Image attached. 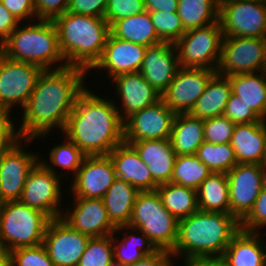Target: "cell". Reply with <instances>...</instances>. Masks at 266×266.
<instances>
[{
    "label": "cell",
    "mask_w": 266,
    "mask_h": 266,
    "mask_svg": "<svg viewBox=\"0 0 266 266\" xmlns=\"http://www.w3.org/2000/svg\"><path fill=\"white\" fill-rule=\"evenodd\" d=\"M184 265L183 266H196L195 263L192 260H184ZM175 263H173L172 257L168 260L166 263V266H174Z\"/></svg>",
    "instance_id": "6f0895ef"
},
{
    "label": "cell",
    "mask_w": 266,
    "mask_h": 266,
    "mask_svg": "<svg viewBox=\"0 0 266 266\" xmlns=\"http://www.w3.org/2000/svg\"><path fill=\"white\" fill-rule=\"evenodd\" d=\"M211 173V170L198 159L196 154L177 155L171 182L197 190Z\"/></svg>",
    "instance_id": "d590c367"
},
{
    "label": "cell",
    "mask_w": 266,
    "mask_h": 266,
    "mask_svg": "<svg viewBox=\"0 0 266 266\" xmlns=\"http://www.w3.org/2000/svg\"><path fill=\"white\" fill-rule=\"evenodd\" d=\"M224 37L266 38V0H237L219 5Z\"/></svg>",
    "instance_id": "30bf717a"
},
{
    "label": "cell",
    "mask_w": 266,
    "mask_h": 266,
    "mask_svg": "<svg viewBox=\"0 0 266 266\" xmlns=\"http://www.w3.org/2000/svg\"><path fill=\"white\" fill-rule=\"evenodd\" d=\"M61 54L68 66L87 73L102 56L110 34V25L103 17L65 12L53 20Z\"/></svg>",
    "instance_id": "277c9868"
},
{
    "label": "cell",
    "mask_w": 266,
    "mask_h": 266,
    "mask_svg": "<svg viewBox=\"0 0 266 266\" xmlns=\"http://www.w3.org/2000/svg\"><path fill=\"white\" fill-rule=\"evenodd\" d=\"M126 143L135 148L140 159L149 168L153 181L158 186L171 182L177 155L170 139L140 140Z\"/></svg>",
    "instance_id": "cb8c5ba5"
},
{
    "label": "cell",
    "mask_w": 266,
    "mask_h": 266,
    "mask_svg": "<svg viewBox=\"0 0 266 266\" xmlns=\"http://www.w3.org/2000/svg\"><path fill=\"white\" fill-rule=\"evenodd\" d=\"M109 266H126V265L113 261L112 263L109 264Z\"/></svg>",
    "instance_id": "94428289"
},
{
    "label": "cell",
    "mask_w": 266,
    "mask_h": 266,
    "mask_svg": "<svg viewBox=\"0 0 266 266\" xmlns=\"http://www.w3.org/2000/svg\"><path fill=\"white\" fill-rule=\"evenodd\" d=\"M230 191V214L241 222L252 210L264 183L266 168L262 164H236L227 172Z\"/></svg>",
    "instance_id": "4fadbf2b"
},
{
    "label": "cell",
    "mask_w": 266,
    "mask_h": 266,
    "mask_svg": "<svg viewBox=\"0 0 266 266\" xmlns=\"http://www.w3.org/2000/svg\"><path fill=\"white\" fill-rule=\"evenodd\" d=\"M179 68L175 44L161 42L147 47L139 72L157 93L162 95Z\"/></svg>",
    "instance_id": "ffe728a7"
},
{
    "label": "cell",
    "mask_w": 266,
    "mask_h": 266,
    "mask_svg": "<svg viewBox=\"0 0 266 266\" xmlns=\"http://www.w3.org/2000/svg\"><path fill=\"white\" fill-rule=\"evenodd\" d=\"M90 237L73 230L61 218L51 219L42 245L54 266H78Z\"/></svg>",
    "instance_id": "9a60e30c"
},
{
    "label": "cell",
    "mask_w": 266,
    "mask_h": 266,
    "mask_svg": "<svg viewBox=\"0 0 266 266\" xmlns=\"http://www.w3.org/2000/svg\"><path fill=\"white\" fill-rule=\"evenodd\" d=\"M175 115L160 99L124 121V141L170 139Z\"/></svg>",
    "instance_id": "2e32d148"
},
{
    "label": "cell",
    "mask_w": 266,
    "mask_h": 266,
    "mask_svg": "<svg viewBox=\"0 0 266 266\" xmlns=\"http://www.w3.org/2000/svg\"><path fill=\"white\" fill-rule=\"evenodd\" d=\"M223 116L234 124H248L261 120L237 95L231 93L226 104Z\"/></svg>",
    "instance_id": "ee69618b"
},
{
    "label": "cell",
    "mask_w": 266,
    "mask_h": 266,
    "mask_svg": "<svg viewBox=\"0 0 266 266\" xmlns=\"http://www.w3.org/2000/svg\"><path fill=\"white\" fill-rule=\"evenodd\" d=\"M128 227L140 230L158 249L168 252L178 239L179 221L164 207L156 190L138 194Z\"/></svg>",
    "instance_id": "52a82bcc"
},
{
    "label": "cell",
    "mask_w": 266,
    "mask_h": 266,
    "mask_svg": "<svg viewBox=\"0 0 266 266\" xmlns=\"http://www.w3.org/2000/svg\"><path fill=\"white\" fill-rule=\"evenodd\" d=\"M198 209L230 214V191L227 173H211L197 189Z\"/></svg>",
    "instance_id": "d6a6232c"
},
{
    "label": "cell",
    "mask_w": 266,
    "mask_h": 266,
    "mask_svg": "<svg viewBox=\"0 0 266 266\" xmlns=\"http://www.w3.org/2000/svg\"><path fill=\"white\" fill-rule=\"evenodd\" d=\"M33 140L21 138L0 157V203L20 199L29 171L40 160L38 153L23 149Z\"/></svg>",
    "instance_id": "5bb4252c"
},
{
    "label": "cell",
    "mask_w": 266,
    "mask_h": 266,
    "mask_svg": "<svg viewBox=\"0 0 266 266\" xmlns=\"http://www.w3.org/2000/svg\"><path fill=\"white\" fill-rule=\"evenodd\" d=\"M259 73V74H258ZM232 93L261 119L266 120V70L227 76Z\"/></svg>",
    "instance_id": "4316f807"
},
{
    "label": "cell",
    "mask_w": 266,
    "mask_h": 266,
    "mask_svg": "<svg viewBox=\"0 0 266 266\" xmlns=\"http://www.w3.org/2000/svg\"><path fill=\"white\" fill-rule=\"evenodd\" d=\"M263 166L266 168V120H265V148H264Z\"/></svg>",
    "instance_id": "680465c9"
},
{
    "label": "cell",
    "mask_w": 266,
    "mask_h": 266,
    "mask_svg": "<svg viewBox=\"0 0 266 266\" xmlns=\"http://www.w3.org/2000/svg\"><path fill=\"white\" fill-rule=\"evenodd\" d=\"M108 0H69L67 12L103 17Z\"/></svg>",
    "instance_id": "7dc6e473"
},
{
    "label": "cell",
    "mask_w": 266,
    "mask_h": 266,
    "mask_svg": "<svg viewBox=\"0 0 266 266\" xmlns=\"http://www.w3.org/2000/svg\"><path fill=\"white\" fill-rule=\"evenodd\" d=\"M51 219L19 200L0 203V242L7 252L41 245Z\"/></svg>",
    "instance_id": "8992f818"
},
{
    "label": "cell",
    "mask_w": 266,
    "mask_h": 266,
    "mask_svg": "<svg viewBox=\"0 0 266 266\" xmlns=\"http://www.w3.org/2000/svg\"><path fill=\"white\" fill-rule=\"evenodd\" d=\"M48 170L40 160L29 171L19 201L40 210L50 219L61 218V175ZM60 176V177H59ZM60 207V208H59Z\"/></svg>",
    "instance_id": "8fae6325"
},
{
    "label": "cell",
    "mask_w": 266,
    "mask_h": 266,
    "mask_svg": "<svg viewBox=\"0 0 266 266\" xmlns=\"http://www.w3.org/2000/svg\"><path fill=\"white\" fill-rule=\"evenodd\" d=\"M220 22L186 31L175 43L179 66L217 70L222 48Z\"/></svg>",
    "instance_id": "ba28073f"
},
{
    "label": "cell",
    "mask_w": 266,
    "mask_h": 266,
    "mask_svg": "<svg viewBox=\"0 0 266 266\" xmlns=\"http://www.w3.org/2000/svg\"><path fill=\"white\" fill-rule=\"evenodd\" d=\"M192 261L196 266H230L224 256L201 257Z\"/></svg>",
    "instance_id": "db71d44e"
},
{
    "label": "cell",
    "mask_w": 266,
    "mask_h": 266,
    "mask_svg": "<svg viewBox=\"0 0 266 266\" xmlns=\"http://www.w3.org/2000/svg\"><path fill=\"white\" fill-rule=\"evenodd\" d=\"M170 258V252L159 249L154 254L147 255L143 259L130 266H165Z\"/></svg>",
    "instance_id": "816d5d0a"
},
{
    "label": "cell",
    "mask_w": 266,
    "mask_h": 266,
    "mask_svg": "<svg viewBox=\"0 0 266 266\" xmlns=\"http://www.w3.org/2000/svg\"><path fill=\"white\" fill-rule=\"evenodd\" d=\"M110 34L116 38L133 43L152 46L162 41L159 39L148 11L123 18L110 25Z\"/></svg>",
    "instance_id": "4dcf8cb0"
},
{
    "label": "cell",
    "mask_w": 266,
    "mask_h": 266,
    "mask_svg": "<svg viewBox=\"0 0 266 266\" xmlns=\"http://www.w3.org/2000/svg\"><path fill=\"white\" fill-rule=\"evenodd\" d=\"M259 233L240 229L232 237L223 254L230 266H266V243Z\"/></svg>",
    "instance_id": "484cf974"
},
{
    "label": "cell",
    "mask_w": 266,
    "mask_h": 266,
    "mask_svg": "<svg viewBox=\"0 0 266 266\" xmlns=\"http://www.w3.org/2000/svg\"><path fill=\"white\" fill-rule=\"evenodd\" d=\"M108 155L113 161L116 178L128 182L140 192L156 190L158 185L153 181L149 168L131 144L123 141Z\"/></svg>",
    "instance_id": "603a6c76"
},
{
    "label": "cell",
    "mask_w": 266,
    "mask_h": 266,
    "mask_svg": "<svg viewBox=\"0 0 266 266\" xmlns=\"http://www.w3.org/2000/svg\"><path fill=\"white\" fill-rule=\"evenodd\" d=\"M147 46L109 34L101 58L92 68L108 71L111 79L124 73L139 72Z\"/></svg>",
    "instance_id": "7402d4cb"
},
{
    "label": "cell",
    "mask_w": 266,
    "mask_h": 266,
    "mask_svg": "<svg viewBox=\"0 0 266 266\" xmlns=\"http://www.w3.org/2000/svg\"><path fill=\"white\" fill-rule=\"evenodd\" d=\"M74 177L72 197L103 199L116 179L115 167L109 155L86 156Z\"/></svg>",
    "instance_id": "ac0fdd59"
},
{
    "label": "cell",
    "mask_w": 266,
    "mask_h": 266,
    "mask_svg": "<svg viewBox=\"0 0 266 266\" xmlns=\"http://www.w3.org/2000/svg\"><path fill=\"white\" fill-rule=\"evenodd\" d=\"M4 7L21 23L36 19L34 0H0ZM29 18V19H27Z\"/></svg>",
    "instance_id": "c3c4849f"
},
{
    "label": "cell",
    "mask_w": 266,
    "mask_h": 266,
    "mask_svg": "<svg viewBox=\"0 0 266 266\" xmlns=\"http://www.w3.org/2000/svg\"><path fill=\"white\" fill-rule=\"evenodd\" d=\"M232 93L229 79L215 74L207 83L204 93L197 99L190 115L202 120L223 116Z\"/></svg>",
    "instance_id": "83f0119b"
},
{
    "label": "cell",
    "mask_w": 266,
    "mask_h": 266,
    "mask_svg": "<svg viewBox=\"0 0 266 266\" xmlns=\"http://www.w3.org/2000/svg\"><path fill=\"white\" fill-rule=\"evenodd\" d=\"M63 136L66 141L50 150L49 159L51 164L48 162L46 164L42 160L40 162L56 175L58 172L54 166H59L62 169L71 170L74 177L86 155L67 136Z\"/></svg>",
    "instance_id": "74e56055"
},
{
    "label": "cell",
    "mask_w": 266,
    "mask_h": 266,
    "mask_svg": "<svg viewBox=\"0 0 266 266\" xmlns=\"http://www.w3.org/2000/svg\"><path fill=\"white\" fill-rule=\"evenodd\" d=\"M215 74L211 69L180 67L161 99L175 114L189 113Z\"/></svg>",
    "instance_id": "e0dca14e"
},
{
    "label": "cell",
    "mask_w": 266,
    "mask_h": 266,
    "mask_svg": "<svg viewBox=\"0 0 266 266\" xmlns=\"http://www.w3.org/2000/svg\"><path fill=\"white\" fill-rule=\"evenodd\" d=\"M114 261L112 234L90 238L78 266H109Z\"/></svg>",
    "instance_id": "f35d334b"
},
{
    "label": "cell",
    "mask_w": 266,
    "mask_h": 266,
    "mask_svg": "<svg viewBox=\"0 0 266 266\" xmlns=\"http://www.w3.org/2000/svg\"><path fill=\"white\" fill-rule=\"evenodd\" d=\"M37 21L23 27L19 24L2 43L0 52L11 60L32 63L43 70L67 66L59 48L58 32L54 22ZM55 63L60 64L56 66Z\"/></svg>",
    "instance_id": "5b68a950"
},
{
    "label": "cell",
    "mask_w": 266,
    "mask_h": 266,
    "mask_svg": "<svg viewBox=\"0 0 266 266\" xmlns=\"http://www.w3.org/2000/svg\"><path fill=\"white\" fill-rule=\"evenodd\" d=\"M232 1H237V0H217L218 5H224Z\"/></svg>",
    "instance_id": "91938a15"
},
{
    "label": "cell",
    "mask_w": 266,
    "mask_h": 266,
    "mask_svg": "<svg viewBox=\"0 0 266 266\" xmlns=\"http://www.w3.org/2000/svg\"><path fill=\"white\" fill-rule=\"evenodd\" d=\"M145 10L152 11H167L169 13L177 12L178 0H144Z\"/></svg>",
    "instance_id": "f5cc1de1"
},
{
    "label": "cell",
    "mask_w": 266,
    "mask_h": 266,
    "mask_svg": "<svg viewBox=\"0 0 266 266\" xmlns=\"http://www.w3.org/2000/svg\"><path fill=\"white\" fill-rule=\"evenodd\" d=\"M240 230V222L224 212L201 211L179 220L178 239L171 257L183 260L223 256L232 237Z\"/></svg>",
    "instance_id": "3957f363"
},
{
    "label": "cell",
    "mask_w": 266,
    "mask_h": 266,
    "mask_svg": "<svg viewBox=\"0 0 266 266\" xmlns=\"http://www.w3.org/2000/svg\"><path fill=\"white\" fill-rule=\"evenodd\" d=\"M261 226H266V182L252 210L240 222V229L249 232H259Z\"/></svg>",
    "instance_id": "f6af8a7d"
},
{
    "label": "cell",
    "mask_w": 266,
    "mask_h": 266,
    "mask_svg": "<svg viewBox=\"0 0 266 266\" xmlns=\"http://www.w3.org/2000/svg\"><path fill=\"white\" fill-rule=\"evenodd\" d=\"M8 266H54L45 247H19L8 252Z\"/></svg>",
    "instance_id": "60d3db41"
},
{
    "label": "cell",
    "mask_w": 266,
    "mask_h": 266,
    "mask_svg": "<svg viewBox=\"0 0 266 266\" xmlns=\"http://www.w3.org/2000/svg\"><path fill=\"white\" fill-rule=\"evenodd\" d=\"M19 24L20 22L4 7L0 1V46Z\"/></svg>",
    "instance_id": "681fc988"
},
{
    "label": "cell",
    "mask_w": 266,
    "mask_h": 266,
    "mask_svg": "<svg viewBox=\"0 0 266 266\" xmlns=\"http://www.w3.org/2000/svg\"><path fill=\"white\" fill-rule=\"evenodd\" d=\"M265 70L266 38L223 37L216 74L227 77Z\"/></svg>",
    "instance_id": "9c48e42d"
},
{
    "label": "cell",
    "mask_w": 266,
    "mask_h": 266,
    "mask_svg": "<svg viewBox=\"0 0 266 266\" xmlns=\"http://www.w3.org/2000/svg\"><path fill=\"white\" fill-rule=\"evenodd\" d=\"M149 15L157 35L162 42H171L175 44L186 32L177 12L152 11L149 12Z\"/></svg>",
    "instance_id": "ab89813d"
},
{
    "label": "cell",
    "mask_w": 266,
    "mask_h": 266,
    "mask_svg": "<svg viewBox=\"0 0 266 266\" xmlns=\"http://www.w3.org/2000/svg\"><path fill=\"white\" fill-rule=\"evenodd\" d=\"M86 73L68 65L43 70L22 109V123L17 129L20 138H41L55 126L63 132L78 95L86 88Z\"/></svg>",
    "instance_id": "6da1fadb"
},
{
    "label": "cell",
    "mask_w": 266,
    "mask_h": 266,
    "mask_svg": "<svg viewBox=\"0 0 266 266\" xmlns=\"http://www.w3.org/2000/svg\"><path fill=\"white\" fill-rule=\"evenodd\" d=\"M0 266H8V252L0 242Z\"/></svg>",
    "instance_id": "9f6ffc18"
},
{
    "label": "cell",
    "mask_w": 266,
    "mask_h": 266,
    "mask_svg": "<svg viewBox=\"0 0 266 266\" xmlns=\"http://www.w3.org/2000/svg\"><path fill=\"white\" fill-rule=\"evenodd\" d=\"M42 71L38 65L11 60L0 52V104L11 112L17 104L23 108Z\"/></svg>",
    "instance_id": "7c38bea8"
},
{
    "label": "cell",
    "mask_w": 266,
    "mask_h": 266,
    "mask_svg": "<svg viewBox=\"0 0 266 266\" xmlns=\"http://www.w3.org/2000/svg\"><path fill=\"white\" fill-rule=\"evenodd\" d=\"M204 141L213 144L230 143L236 124L225 116L203 120Z\"/></svg>",
    "instance_id": "b9f144b4"
},
{
    "label": "cell",
    "mask_w": 266,
    "mask_h": 266,
    "mask_svg": "<svg viewBox=\"0 0 266 266\" xmlns=\"http://www.w3.org/2000/svg\"><path fill=\"white\" fill-rule=\"evenodd\" d=\"M123 229L128 231L131 229L130 231H133L132 233L134 234L125 232L126 236L124 235L122 240H120L117 236L114 237L117 231H121ZM117 239L119 242H116ZM112 245L114 261L117 263H122L126 266L133 265L137 261L143 259L145 256L152 255L159 250L143 232L128 226H119L116 228L112 234ZM130 245L131 247L129 249Z\"/></svg>",
    "instance_id": "1f68e13d"
},
{
    "label": "cell",
    "mask_w": 266,
    "mask_h": 266,
    "mask_svg": "<svg viewBox=\"0 0 266 266\" xmlns=\"http://www.w3.org/2000/svg\"><path fill=\"white\" fill-rule=\"evenodd\" d=\"M16 129L17 127H0V157L21 139Z\"/></svg>",
    "instance_id": "f907efd6"
},
{
    "label": "cell",
    "mask_w": 266,
    "mask_h": 266,
    "mask_svg": "<svg viewBox=\"0 0 266 266\" xmlns=\"http://www.w3.org/2000/svg\"><path fill=\"white\" fill-rule=\"evenodd\" d=\"M230 144L237 163L263 165L265 121L236 124Z\"/></svg>",
    "instance_id": "d4e9b609"
},
{
    "label": "cell",
    "mask_w": 266,
    "mask_h": 266,
    "mask_svg": "<svg viewBox=\"0 0 266 266\" xmlns=\"http://www.w3.org/2000/svg\"><path fill=\"white\" fill-rule=\"evenodd\" d=\"M74 199L73 208L70 207L61 216V219L73 230L90 238L106 237L114 233L116 227L108 218L103 199Z\"/></svg>",
    "instance_id": "d6986e66"
},
{
    "label": "cell",
    "mask_w": 266,
    "mask_h": 266,
    "mask_svg": "<svg viewBox=\"0 0 266 266\" xmlns=\"http://www.w3.org/2000/svg\"><path fill=\"white\" fill-rule=\"evenodd\" d=\"M144 11V0H108L104 19L111 25L117 20L134 16Z\"/></svg>",
    "instance_id": "7bdbcfd3"
},
{
    "label": "cell",
    "mask_w": 266,
    "mask_h": 266,
    "mask_svg": "<svg viewBox=\"0 0 266 266\" xmlns=\"http://www.w3.org/2000/svg\"><path fill=\"white\" fill-rule=\"evenodd\" d=\"M140 191L128 182L116 178L103 197L108 218L117 228L128 226L133 206Z\"/></svg>",
    "instance_id": "f1b7e54d"
},
{
    "label": "cell",
    "mask_w": 266,
    "mask_h": 266,
    "mask_svg": "<svg viewBox=\"0 0 266 266\" xmlns=\"http://www.w3.org/2000/svg\"><path fill=\"white\" fill-rule=\"evenodd\" d=\"M177 15L185 31L206 27L219 21L217 0H178Z\"/></svg>",
    "instance_id": "e575fe53"
},
{
    "label": "cell",
    "mask_w": 266,
    "mask_h": 266,
    "mask_svg": "<svg viewBox=\"0 0 266 266\" xmlns=\"http://www.w3.org/2000/svg\"><path fill=\"white\" fill-rule=\"evenodd\" d=\"M170 141L176 155L196 154L204 142L203 120L189 113L176 114Z\"/></svg>",
    "instance_id": "f546056e"
},
{
    "label": "cell",
    "mask_w": 266,
    "mask_h": 266,
    "mask_svg": "<svg viewBox=\"0 0 266 266\" xmlns=\"http://www.w3.org/2000/svg\"><path fill=\"white\" fill-rule=\"evenodd\" d=\"M117 97L121 99L117 107L119 117L124 122L133 113L155 104L161 95L146 81L140 72L124 73L112 78ZM122 110V111H121Z\"/></svg>",
    "instance_id": "44dd1931"
},
{
    "label": "cell",
    "mask_w": 266,
    "mask_h": 266,
    "mask_svg": "<svg viewBox=\"0 0 266 266\" xmlns=\"http://www.w3.org/2000/svg\"><path fill=\"white\" fill-rule=\"evenodd\" d=\"M69 6V0H34L36 20H54L63 15Z\"/></svg>",
    "instance_id": "bcb514c9"
},
{
    "label": "cell",
    "mask_w": 266,
    "mask_h": 266,
    "mask_svg": "<svg viewBox=\"0 0 266 266\" xmlns=\"http://www.w3.org/2000/svg\"><path fill=\"white\" fill-rule=\"evenodd\" d=\"M10 111L2 104H0V127H14V120L10 115Z\"/></svg>",
    "instance_id": "11a10c76"
},
{
    "label": "cell",
    "mask_w": 266,
    "mask_h": 266,
    "mask_svg": "<svg viewBox=\"0 0 266 266\" xmlns=\"http://www.w3.org/2000/svg\"><path fill=\"white\" fill-rule=\"evenodd\" d=\"M196 155L212 173H227L238 164L230 143L213 144L204 141Z\"/></svg>",
    "instance_id": "8d00e7d4"
},
{
    "label": "cell",
    "mask_w": 266,
    "mask_h": 266,
    "mask_svg": "<svg viewBox=\"0 0 266 266\" xmlns=\"http://www.w3.org/2000/svg\"><path fill=\"white\" fill-rule=\"evenodd\" d=\"M86 87L77 97L64 131L86 156L108 155L124 141L117 106Z\"/></svg>",
    "instance_id": "7a4b0ae2"
},
{
    "label": "cell",
    "mask_w": 266,
    "mask_h": 266,
    "mask_svg": "<svg viewBox=\"0 0 266 266\" xmlns=\"http://www.w3.org/2000/svg\"><path fill=\"white\" fill-rule=\"evenodd\" d=\"M156 191L164 207L179 221L197 212V190L176 183L159 185Z\"/></svg>",
    "instance_id": "836d02e7"
}]
</instances>
